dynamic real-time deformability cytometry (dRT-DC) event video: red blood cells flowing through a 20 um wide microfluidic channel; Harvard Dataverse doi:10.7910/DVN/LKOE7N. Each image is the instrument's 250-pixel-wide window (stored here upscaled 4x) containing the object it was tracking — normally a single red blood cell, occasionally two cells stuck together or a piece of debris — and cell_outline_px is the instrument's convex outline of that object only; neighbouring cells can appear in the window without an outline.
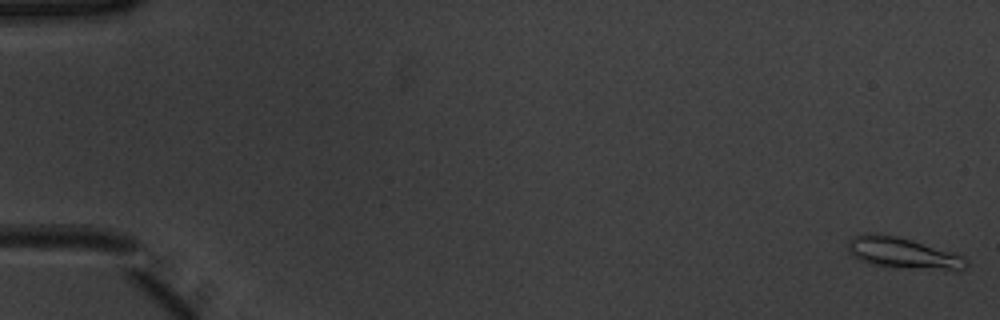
{"species": "common noctule bat (a hibernating species)", "species_latin": "Nyctalus noctula", "temperature_condition": "warm", "stored_images_in_passage": 53, "camera_frame_rate_fps": 3000, "um_per_image_px": 0.085, "animal": {"sex": "male", "body_mass_g": 20.1, "forearm_length_mm": 53.5}, "frame": {"image": 1, "passage_image": 1, "time_ms": 0.0, "image_size_px": [1000, 320], "cell_outline_px": [[968, 264], [960, 272], [952, 272], [908, 268], [872, 264], [860, 260], [848, 252], [848, 240], [852, 236], [868, 232], [880, 232], [912, 240], [964, 256], [968, 260]], "centroid_in_image_um": [76.79, 21.52], "position_along_channel_um": 8.2, "area_um2": 21.91}}
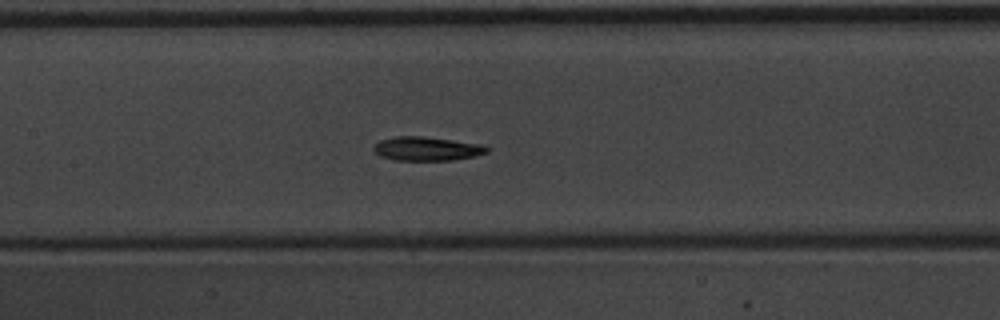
{"frame": {"image": 2, "passage_image": 26, "time_ms": 8.333, "image_size_px": [1000, 320], "cell_outline_px": [[488, 152], [476, 156], [452, 160], [392, 160], [380, 156], [372, 148], [380, 140], [396, 136], [424, 136], [484, 144], [488, 148]], "centroid_in_image_um": [36.3, 12.64], "position_along_channel_um": 171.1, "area_um2": 15.9}}
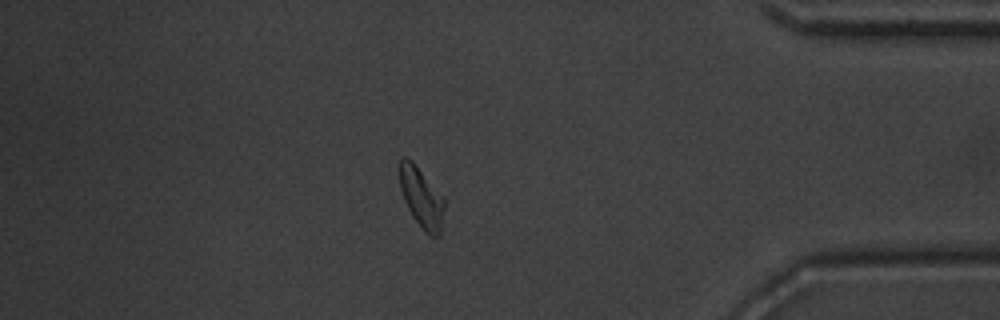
{"frame": {"image": 3, "passage_image": 46, "time_ms": 15.0, "image_size_px": [1000, 320], "cell_outline_px": [[444, 208], [440, 236], [428, 236], [424, 232], [412, 216], [404, 200], [400, 188], [400, 160], [404, 156], [412, 160], [444, 196]], "centroid_in_image_um": [35.84, 16.81], "position_along_channel_um": 399.4, "area_um2": 15.84}, "authors_computed_cell_mechanics": {"area_um2": 16.0106, "velocity_mm_per_s": 3.8991, "shape_relaxation_time_tau1_ms": 3.971, "shape_relaxation_time_tau2_ms": 6.6486, "deformation_change_tau1": 0.1636, "deformation_change_tau2": 0.1145}}